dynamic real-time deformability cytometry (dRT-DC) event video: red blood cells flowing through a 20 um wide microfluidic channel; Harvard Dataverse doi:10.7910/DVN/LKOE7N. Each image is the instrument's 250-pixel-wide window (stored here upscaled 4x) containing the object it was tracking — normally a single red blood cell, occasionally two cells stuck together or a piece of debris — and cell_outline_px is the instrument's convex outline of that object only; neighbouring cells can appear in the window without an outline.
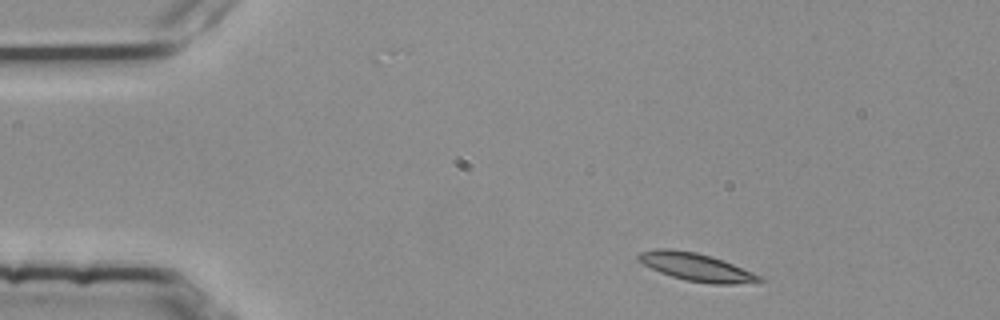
{"species": "common noctule bat (a hibernating species)", "species_latin": "Nyctalus noctula", "temperature_condition": "room temperature", "stored_images_in_passage": 3, "camera_frame_rate_fps": 3000, "um_per_image_px": 0.085, "animal": {"sex": "female", "body_mass_g": 25.1}, "frame": {"image": 1, "passage_image": 1, "time_ms": 0.0, "image_size_px": [1000, 320], "cell_outline_px": [[764, 280], [732, 284], [712, 284], [684, 280], [660, 272], [636, 260], [636, 256], [640, 252], [656, 248], [668, 248], [696, 252], [712, 256], [724, 260], [752, 272], [760, 276]], "centroid_in_image_um": [59.12, 22.68], "position_along_channel_um": 25.9, "area_um2": 19.54}}
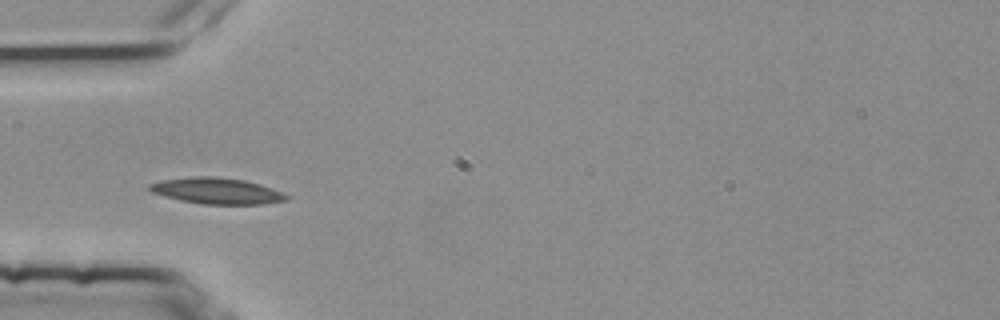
{"frame": {"image": 2, "passage_image": 2, "time_ms": 0.333, "image_size_px": [1000, 320], "cell_outline_px": [[288, 200], [264, 204], [204, 204], [180, 200], [164, 196], [152, 192], [148, 188], [148, 184], [160, 180], [196, 176], [212, 176], [244, 180], [260, 184], [280, 192], [288, 196]], "centroid_in_image_um": [18.39, 16.22], "position_along_channel_um": 66.6, "area_um2": 20.69}}